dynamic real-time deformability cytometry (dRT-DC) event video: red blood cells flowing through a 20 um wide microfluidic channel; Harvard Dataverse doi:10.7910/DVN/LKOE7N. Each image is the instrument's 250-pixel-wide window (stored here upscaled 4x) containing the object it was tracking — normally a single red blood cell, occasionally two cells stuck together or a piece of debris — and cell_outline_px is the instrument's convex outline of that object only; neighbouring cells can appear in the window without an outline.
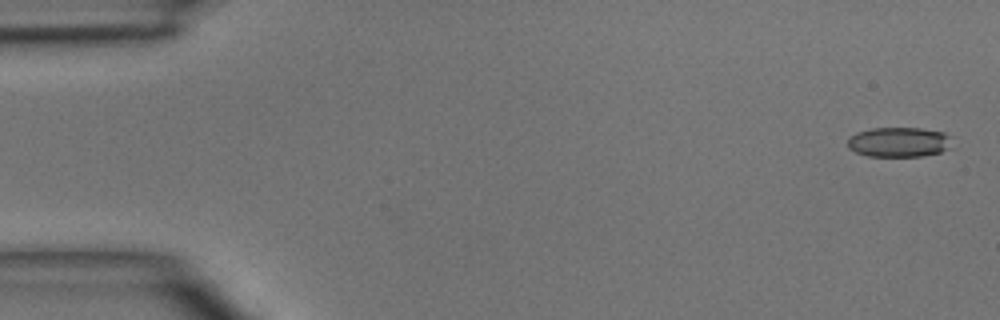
{"species": "common noctule bat (a hibernating species)", "species_latin": "Nyctalus noctula", "temperature_condition": "room temperature", "stored_images_in_passage": 5, "camera_frame_rate_fps": 3000, "um_per_image_px": 0.085, "animal": {"sex": "male", "body_mass_g": 15.6}, "frame": {"image": 1, "passage_image": 1, "time_ms": 0.0, "image_size_px": [1000, 320], "cell_outline_px": [[952, 148], [940, 152], [924, 156], [868, 156], [856, 152], [848, 148], [848, 140], [856, 132], [872, 128], [920, 128], [944, 132], [952, 136]], "centroid_in_image_um": [76.47, 12.07], "position_along_channel_um": 8.5, "area_um2": 18.38}}